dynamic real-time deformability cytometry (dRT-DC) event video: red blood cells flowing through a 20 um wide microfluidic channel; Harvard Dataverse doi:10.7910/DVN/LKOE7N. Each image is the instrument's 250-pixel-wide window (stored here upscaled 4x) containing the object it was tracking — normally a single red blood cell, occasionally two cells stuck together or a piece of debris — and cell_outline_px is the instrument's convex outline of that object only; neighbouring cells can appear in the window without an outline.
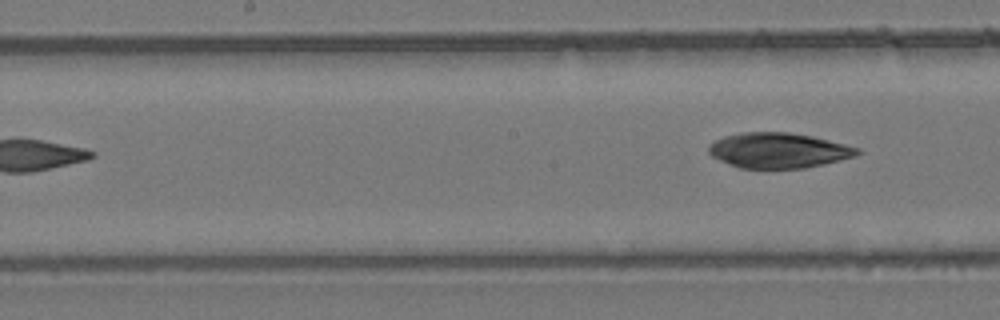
{"species": "common noctule bat (a hibernating species)", "species_latin": "Nyctalus noctula", "temperature_condition": "room temperature", "stored_images_in_passage": 6, "segment_of_instrument_passage": [2, 2], "camera_frame_rate_fps": 3000, "um_per_image_px": 0.085, "animal": {"sex": "female", "body_mass_g": 24.6, "forearm_length_mm": 56.2}, "frame": {"image": 1, "passage_image": 6, "time_ms": 5.667, "image_size_px": [1000, 320], "cell_outline_px": [[860, 152], [856, 156], [824, 164], [804, 168], [740, 168], [728, 164], [712, 156], [708, 152], [708, 148], [716, 140], [724, 136], [740, 132], [788, 132], [812, 136], [860, 148]], "centroid_in_image_um": [66.17, 12.78], "position_along_channel_um": 182.0, "area_um2": 30.4}}